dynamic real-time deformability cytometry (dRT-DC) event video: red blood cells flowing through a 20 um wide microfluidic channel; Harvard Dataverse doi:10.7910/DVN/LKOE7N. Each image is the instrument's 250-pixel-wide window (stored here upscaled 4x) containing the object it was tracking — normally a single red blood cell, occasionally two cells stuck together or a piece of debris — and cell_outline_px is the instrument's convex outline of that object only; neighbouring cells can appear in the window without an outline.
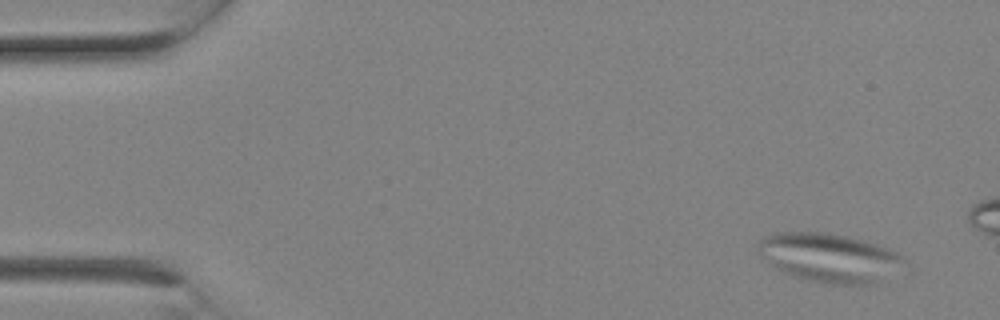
{"species": "Egyptian fruit bat (a non-hibernating species)", "species_latin": "Rousettus aegyptiacus", "temperature_condition": "room temperature", "stored_images_in_passage": 3, "camera_frame_rate_fps": 3000, "um_per_image_px": 0.085, "animal": {"sex": "female"}, "frame": {"image": 1, "passage_image": 1, "time_ms": 0.0, "image_size_px": [1000, 320], "cell_outline_px": [[904, 264], [876, 284], [828, 284], [808, 280], [792, 276], [776, 268], [756, 252], [756, 248], [760, 240], [764, 236], [776, 232], [820, 232], [844, 236], [876, 244], [896, 252], [904, 260]], "centroid_in_image_um": [70.43, 21.9], "position_along_channel_um": 14.6, "area_um2": 41.15}}